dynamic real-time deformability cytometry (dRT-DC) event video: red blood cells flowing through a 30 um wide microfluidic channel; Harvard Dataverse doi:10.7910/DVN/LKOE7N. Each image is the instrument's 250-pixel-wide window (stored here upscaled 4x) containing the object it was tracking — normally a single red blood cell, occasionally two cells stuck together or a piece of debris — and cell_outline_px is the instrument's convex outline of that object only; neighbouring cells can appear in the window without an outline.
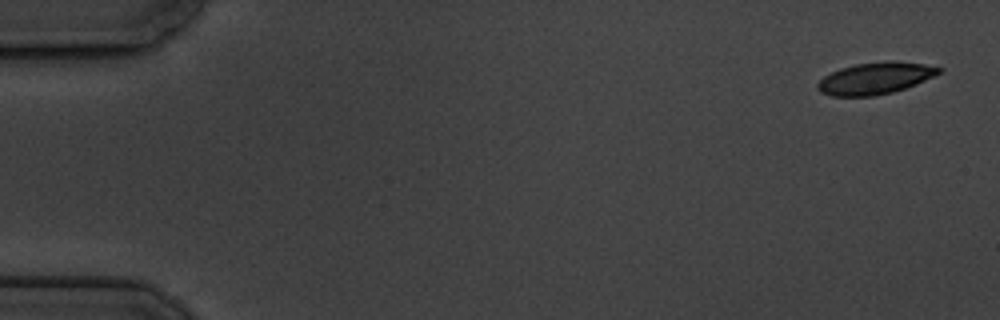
{"species": "common noctule bat (a hibernating species)", "species_latin": "Nyctalus noctula", "temperature_condition": "cold", "stored_images_in_passage": 6, "camera_frame_rate_fps": 3000, "um_per_image_px": 0.085, "animal": {"sex": "male", "body_mass_g": 19.5, "forearm_length_mm": 54.6}, "frame": {"image": 1, "passage_image": 1, "time_ms": 0.0, "image_size_px": [1000, 320], "cell_outline_px": [[944, 68], [940, 72], [924, 80], [904, 88], [892, 92], [872, 96], [832, 96], [820, 92], [816, 88], [816, 84], [824, 76], [840, 68], [856, 64], [924, 64]], "centroid_in_image_um": [74.29, 6.71], "position_along_channel_um": 10.7, "area_um2": 21.27}}